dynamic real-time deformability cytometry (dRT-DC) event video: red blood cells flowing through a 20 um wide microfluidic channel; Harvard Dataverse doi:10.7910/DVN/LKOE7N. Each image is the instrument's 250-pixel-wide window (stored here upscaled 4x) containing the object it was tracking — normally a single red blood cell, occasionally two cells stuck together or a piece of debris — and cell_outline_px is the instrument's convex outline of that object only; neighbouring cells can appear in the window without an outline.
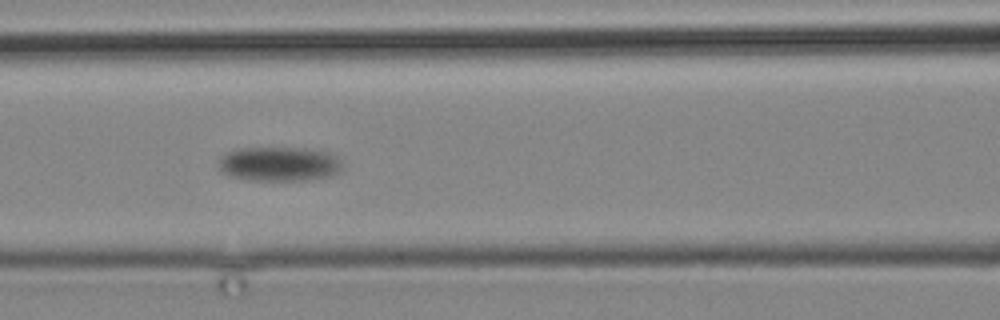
{"species": "common noctule bat (a hibernating species)", "species_latin": "Nyctalus noctula", "temperature_condition": "cold", "stored_images_in_passage": 5, "camera_frame_rate_fps": 3000, "um_per_image_px": 0.085, "animal": {"sex": "male", "body_mass_g": 19.2, "forearm_length_mm": 51.8}, "frame": {"image": 1, "passage_image": 4, "time_ms": 3.667, "image_size_px": [1000, 320], "cell_outline_px": [[344, 168], [340, 172], [332, 176], [312, 180], [248, 180], [232, 176], [220, 172], [216, 164], [220, 156], [236, 148], [308, 148], [328, 152], [336, 156], [340, 160]], "centroid_in_image_um": [23.73, 13.94], "position_along_channel_um": 142.9, "area_um2": 25.37}}